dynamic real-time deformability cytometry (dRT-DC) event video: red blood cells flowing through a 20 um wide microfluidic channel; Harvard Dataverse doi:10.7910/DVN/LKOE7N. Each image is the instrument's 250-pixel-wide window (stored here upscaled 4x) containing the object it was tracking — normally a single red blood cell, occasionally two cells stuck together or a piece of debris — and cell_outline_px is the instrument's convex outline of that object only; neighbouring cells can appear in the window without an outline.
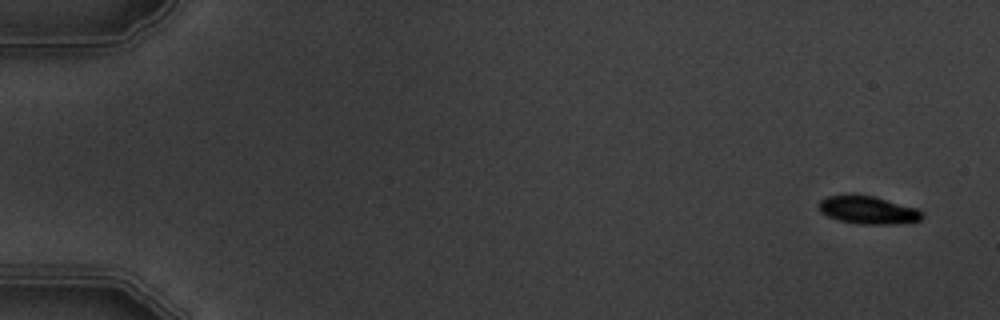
{"species": "common noctule bat (a hibernating species)", "species_latin": "Nyctalus noctula", "temperature_condition": "warm", "stored_images_in_passage": 6, "camera_frame_rate_fps": 3000, "um_per_image_px": 0.085, "animal": {"sex": "male", "body_mass_g": 19.5, "forearm_length_mm": 54.6}, "frame": {"image": 1, "passage_image": 1, "time_ms": 0.0, "image_size_px": [1000, 320], "cell_outline_px": [[924, 216], [920, 220], [900, 224], [860, 224], [840, 220], [828, 216], [820, 212], [820, 200], [828, 196], [852, 192], [856, 192], [876, 196], [916, 208], [924, 212]], "centroid_in_image_um": [73.79, 17.81], "position_along_channel_um": 11.2, "area_um2": 17.28}}